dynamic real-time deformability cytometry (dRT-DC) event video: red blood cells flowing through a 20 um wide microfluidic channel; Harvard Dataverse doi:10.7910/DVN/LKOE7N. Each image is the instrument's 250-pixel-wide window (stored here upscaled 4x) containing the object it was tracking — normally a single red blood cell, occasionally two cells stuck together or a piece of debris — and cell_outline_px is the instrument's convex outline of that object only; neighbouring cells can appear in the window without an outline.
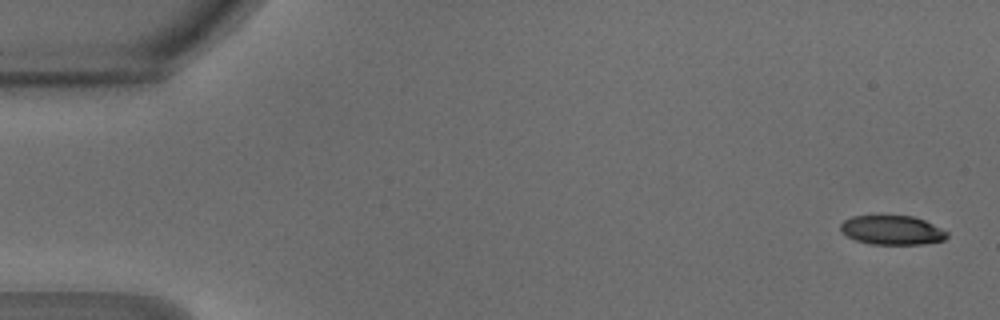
{"species": "common noctule bat (a hibernating species)", "species_latin": "Nyctalus noctula", "temperature_condition": "warm", "stored_images_in_passage": 48, "camera_frame_rate_fps": 3000, "um_per_image_px": 0.085, "animal": {"sex": "male", "body_mass_g": 18.8}, "frame": {"image": 1, "passage_image": 2, "time_ms": 0.333, "image_size_px": [1000, 320], "cell_outline_px": [[948, 236], [944, 240], [924, 244], [868, 244], [856, 240], [840, 232], [840, 224], [844, 220], [852, 216], [912, 216], [924, 220], [948, 232]], "centroid_in_image_um": [75.81, 19.57], "position_along_channel_um": 9.2, "area_um2": 18.09}}
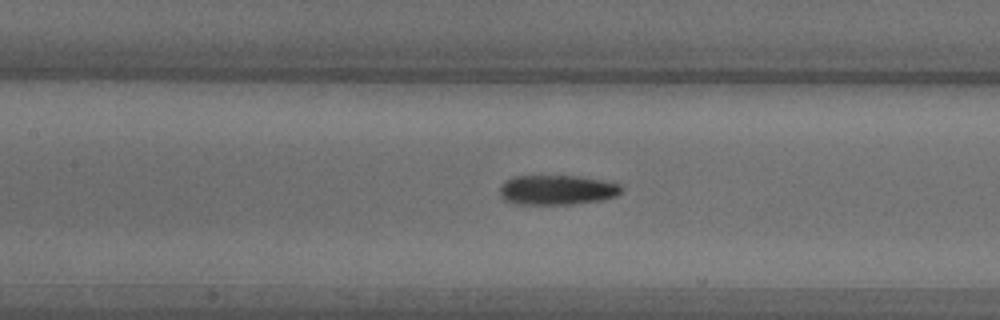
{"frame": {"image": 2, "passage_image": 22, "time_ms": 7.0, "image_size_px": [1000, 320], "cell_outline_px": [[624, 188], [616, 196], [600, 200], [572, 204], [520, 204], [504, 200], [500, 196], [500, 188], [504, 180], [512, 176], [580, 176], [612, 180], [620, 184]], "centroid_in_image_um": [47.39, 16.12], "position_along_channel_um": 160.0, "area_um2": 21.44}}
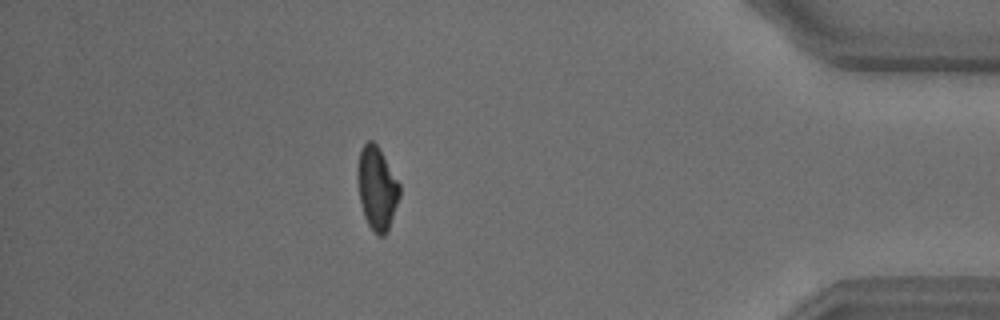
{"frame": {"image": 3, "passage_image": 42, "time_ms": 13.667, "image_size_px": [1000, 320], "cell_outline_px": [[400, 196], [388, 232], [384, 236], [380, 236], [368, 224], [364, 216], [360, 200], [356, 176], [356, 168], [360, 152], [364, 144], [368, 140], [372, 140], [376, 144], [400, 184]], "centroid_in_image_um": [32.03, 16.0], "position_along_channel_um": 403.2, "area_um2": 20.29}, "authors_computed_cell_mechanics": {"area_um2": 20.519, "velocity_mm_per_s": 4.2799, "shape_relaxation_time_tau1_ms": 7.7121, "shape_relaxation_time_tau2_ms": 2.7913, "deformation_change_tau1": 0.1892, "deformation_change_tau2": 0.1024}}